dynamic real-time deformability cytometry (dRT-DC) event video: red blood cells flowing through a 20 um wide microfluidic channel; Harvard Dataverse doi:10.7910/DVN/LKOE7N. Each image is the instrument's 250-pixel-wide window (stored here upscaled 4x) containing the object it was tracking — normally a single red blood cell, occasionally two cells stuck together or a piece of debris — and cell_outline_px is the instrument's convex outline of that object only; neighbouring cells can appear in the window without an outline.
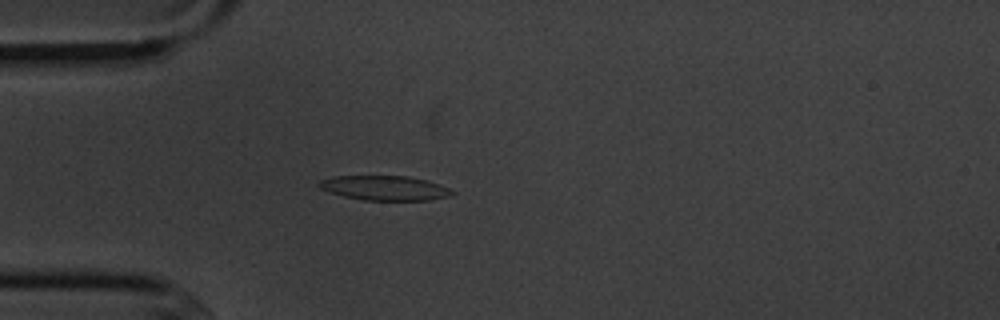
{"species": "common noctule bat (a hibernating species)", "species_latin": "Nyctalus noctula", "temperature_condition": "cold", "stored_images_in_passage": 3, "camera_frame_rate_fps": 3000, "um_per_image_px": 0.085, "animal": {"sex": "male", "body_mass_g": 20.1, "forearm_length_mm": 53.5}, "frame": {"image": 1, "passage_image": 3, "time_ms": 2.667, "image_size_px": [1000, 320], "cell_outline_px": [[456, 192], [448, 196], [428, 200], [364, 200], [344, 196], [328, 192], [320, 188], [316, 184], [320, 180], [332, 176], [408, 176], [440, 184]], "centroid_in_image_um": [32.65, 15.97], "position_along_channel_um": 52.3, "area_um2": 19.02}}